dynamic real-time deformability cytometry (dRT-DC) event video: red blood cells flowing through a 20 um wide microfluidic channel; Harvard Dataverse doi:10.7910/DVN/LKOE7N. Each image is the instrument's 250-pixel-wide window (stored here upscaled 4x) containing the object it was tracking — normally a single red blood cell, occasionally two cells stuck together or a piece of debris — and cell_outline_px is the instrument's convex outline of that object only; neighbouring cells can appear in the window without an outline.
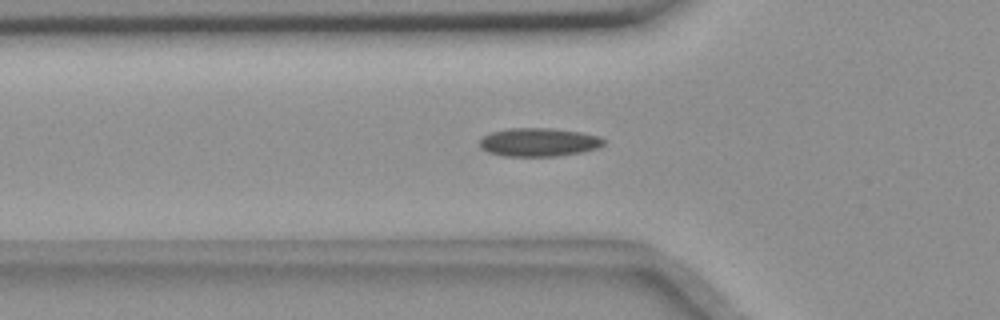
{"species": "common noctule bat (a hibernating species)", "species_latin": "Nyctalus noctula", "temperature_condition": "room temperature", "stored_images_in_passage": 40, "camera_frame_rate_fps": 3000, "um_per_image_px": 0.085, "animal": {"sex": "female", "body_mass_g": 18.4}, "frame": {"image": 1, "passage_image": 11, "time_ms": 3.333, "image_size_px": [1000, 320], "cell_outline_px": [[596, 144], [580, 148], [560, 152], [500, 152], [488, 148], [484, 144], [484, 140], [492, 136], [512, 132], [556, 132], [596, 140]], "centroid_in_image_um": [45.61, 12.09], "position_along_channel_um": 80.2, "area_um2": 13.06}}
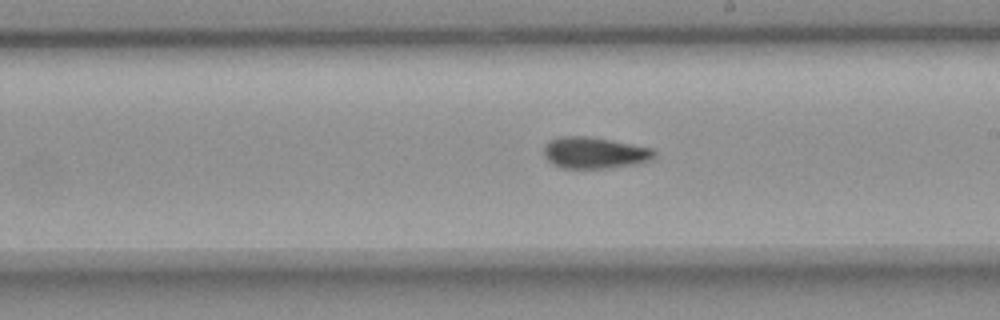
{"frame": {"image": 2, "passage_image": 24, "time_ms": 7.667, "image_size_px": [1000, 320], "cell_outline_px": [[648, 152], [640, 156], [624, 160], [584, 164], [576, 164], [556, 160], [552, 152], [552, 148], [556, 144], [608, 144]], "centroid_in_image_um": [50.42, 13.03], "position_along_channel_um": 238.6, "area_um2": 10.29}}
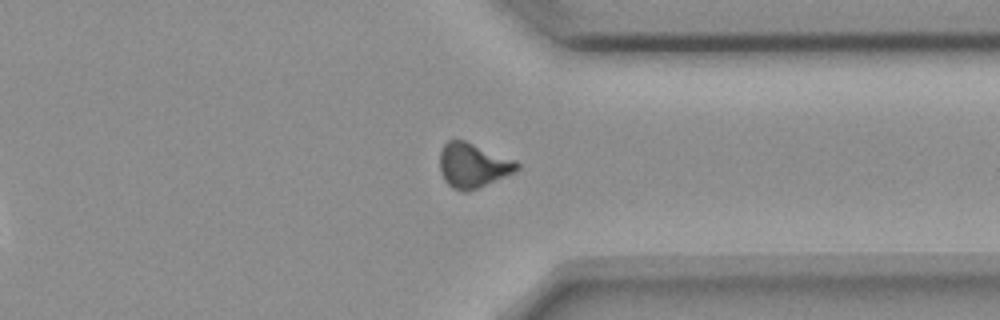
{"frame": {"image": 3, "passage_image": 35, "time_ms": 11.333, "image_size_px": [1000, 320], "cell_outline_px": [[516, 164], [512, 168], [504, 172], [476, 184], [452, 184], [448, 180], [444, 172], [444, 152], [452, 144], [464, 144]], "centroid_in_image_um": [40.13, 14.02], "position_along_channel_um": 371.3, "area_um2": 13.99}}